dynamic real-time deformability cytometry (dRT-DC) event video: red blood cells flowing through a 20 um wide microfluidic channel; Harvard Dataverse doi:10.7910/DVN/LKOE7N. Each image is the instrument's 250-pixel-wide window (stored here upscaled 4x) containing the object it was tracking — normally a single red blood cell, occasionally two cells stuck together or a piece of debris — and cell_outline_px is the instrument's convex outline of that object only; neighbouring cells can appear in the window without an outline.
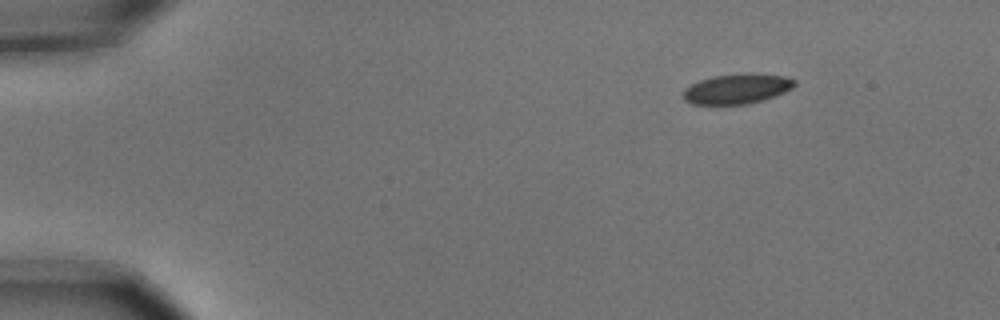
{"species": "common noctule bat (a hibernating species)", "species_latin": "Nyctalus noctula", "temperature_condition": "cold", "stored_images_in_passage": 3, "camera_frame_rate_fps": 3000, "um_per_image_px": 0.085, "animal": {"sex": "male", "body_mass_g": 15.6}, "frame": {"image": 1, "passage_image": 1, "time_ms": 0.0, "image_size_px": [1000, 320], "cell_outline_px": [[796, 84], [792, 88], [784, 92], [748, 104], [692, 104], [684, 100], [684, 88], [700, 80], [712, 76], [744, 72], [752, 72], [784, 76], [796, 80]], "centroid_in_image_um": [62.64, 7.52], "position_along_channel_um": 22.4, "area_um2": 19.54}}
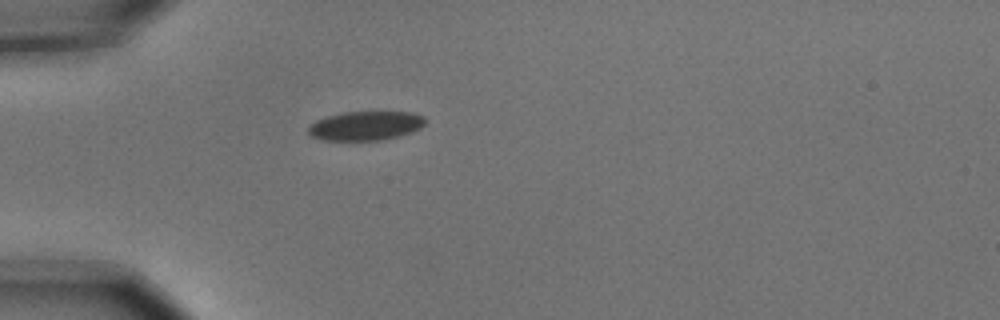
{"frame": {"image": 2, "passage_image": 3, "time_ms": 0.667, "image_size_px": [1000, 320], "cell_outline_px": [[424, 124], [420, 128], [400, 136], [384, 140], [324, 140], [312, 136], [308, 132], [308, 128], [316, 120], [328, 116], [344, 112], [412, 112], [424, 116]], "centroid_in_image_um": [31.09, 10.69], "position_along_channel_um": 53.9, "area_um2": 19.71}}